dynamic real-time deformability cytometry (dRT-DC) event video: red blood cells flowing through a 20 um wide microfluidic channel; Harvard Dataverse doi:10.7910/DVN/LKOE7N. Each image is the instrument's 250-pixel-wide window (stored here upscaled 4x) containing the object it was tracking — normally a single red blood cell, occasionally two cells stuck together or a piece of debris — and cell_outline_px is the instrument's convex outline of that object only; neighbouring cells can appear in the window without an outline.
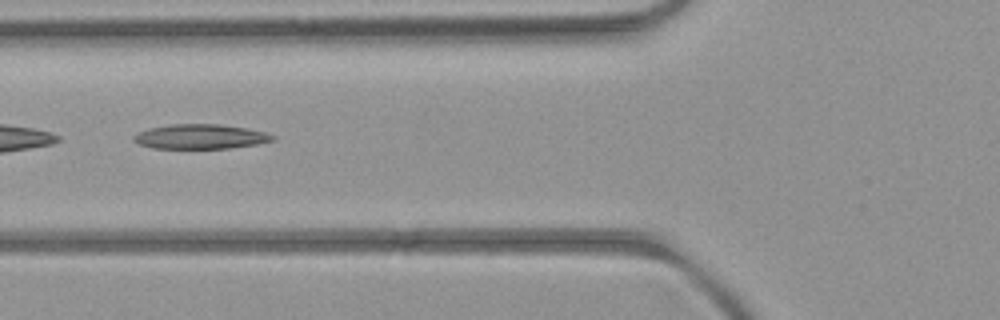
{"species": "common noctule bat (a hibernating species)", "species_latin": "Nyctalus noctula", "temperature_condition": "room temperature", "stored_images_in_passage": 4, "camera_frame_rate_fps": 3000, "um_per_image_px": 0.085, "animal": {"sex": "female", "body_mass_g": 21.9}, "frame": {"image": 1, "passage_image": 4, "time_ms": 3.333, "image_size_px": [1000, 320], "cell_outline_px": [[276, 140], [256, 144], [228, 148], [152, 148], [140, 144], [132, 140], [132, 136], [148, 128], [172, 124], [220, 124], [248, 128], [264, 132], [276, 136]], "centroid_in_image_um": [17.05, 11.6], "position_along_channel_um": 108.8, "area_um2": 19.94}}